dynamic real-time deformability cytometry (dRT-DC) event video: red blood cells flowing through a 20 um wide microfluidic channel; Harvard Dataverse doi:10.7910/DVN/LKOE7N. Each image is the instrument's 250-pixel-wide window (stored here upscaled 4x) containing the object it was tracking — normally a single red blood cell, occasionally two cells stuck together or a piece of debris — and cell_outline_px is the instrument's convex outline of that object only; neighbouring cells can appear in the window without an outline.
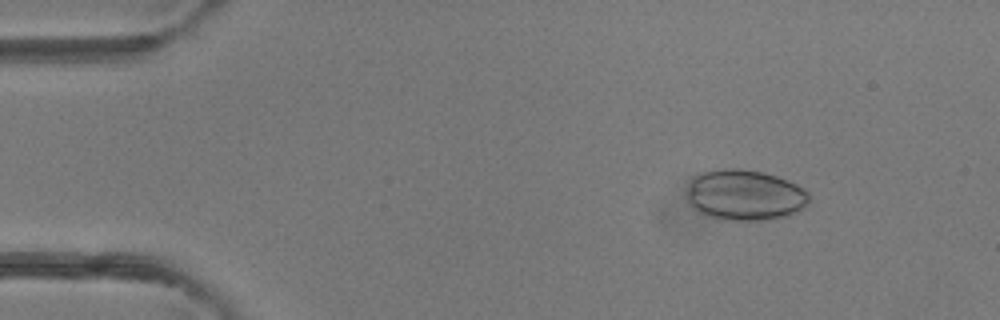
{"species": "common noctule bat (a hibernating species)", "species_latin": "Nyctalus noctula", "temperature_condition": "room temperature", "stored_images_in_passage": 43, "camera_frame_rate_fps": 3000, "um_per_image_px": 0.085, "animal": {"sex": "female"}, "frame": {"image": 1, "passage_image": 1, "time_ms": 0.0, "image_size_px": [1000, 320], "cell_outline_px": [[808, 204], [800, 212], [788, 216], [768, 220], [724, 220], [708, 216], [692, 208], [688, 200], [688, 188], [692, 180], [696, 176], [704, 172], [716, 168], [740, 168], [764, 172], [788, 180], [804, 188], [808, 192]], "centroid_in_image_um": [63.35, 16.59], "position_along_channel_um": 21.6, "area_um2": 36.47}}
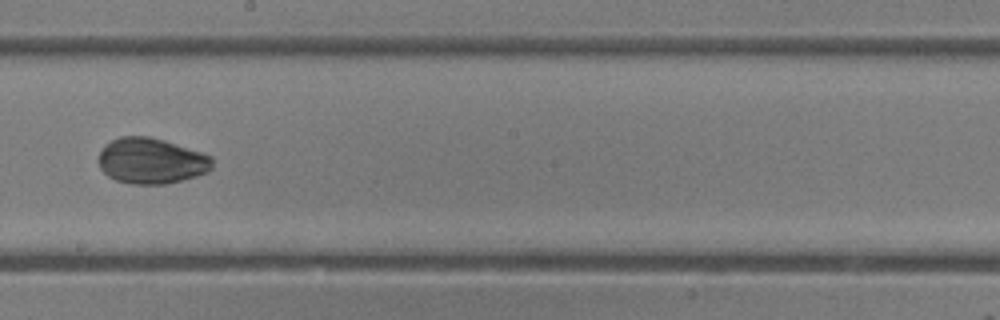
{"frame": {"image": 2, "passage_image": 22, "time_ms": 7.0, "image_size_px": [1000, 320], "cell_outline_px": [[212, 168], [208, 172], [196, 176], [164, 184], [132, 184], [116, 180], [108, 176], [100, 168], [100, 152], [104, 144], [120, 136], [148, 136], [164, 140], [212, 156]], "centroid_in_image_um": [12.85, 13.67], "position_along_channel_um": 235.3, "area_um2": 30.17}}
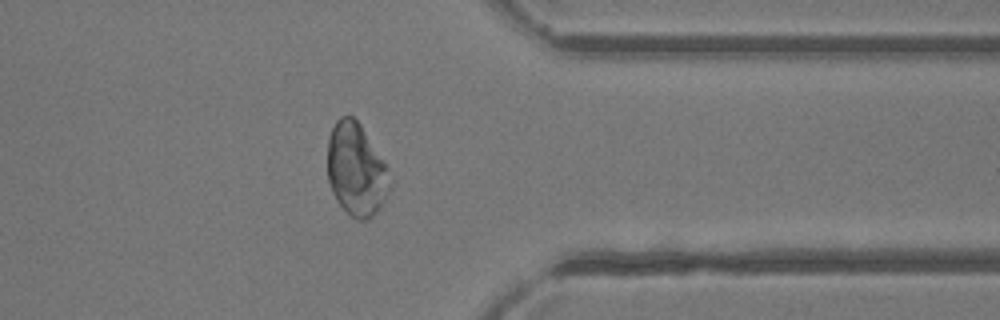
{"frame": {"image": 3, "passage_image": 33, "time_ms": 10.667, "image_size_px": [1000, 320], "cell_outline_px": [[392, 188], [380, 208], [368, 220], [356, 220], [336, 200], [332, 192], [328, 180], [328, 136], [336, 120], [340, 116], [352, 116], [360, 124], [384, 164], [392, 180]], "centroid_in_image_um": [30.27, 14.45], "position_along_channel_um": 381.1, "area_um2": 33.47}}